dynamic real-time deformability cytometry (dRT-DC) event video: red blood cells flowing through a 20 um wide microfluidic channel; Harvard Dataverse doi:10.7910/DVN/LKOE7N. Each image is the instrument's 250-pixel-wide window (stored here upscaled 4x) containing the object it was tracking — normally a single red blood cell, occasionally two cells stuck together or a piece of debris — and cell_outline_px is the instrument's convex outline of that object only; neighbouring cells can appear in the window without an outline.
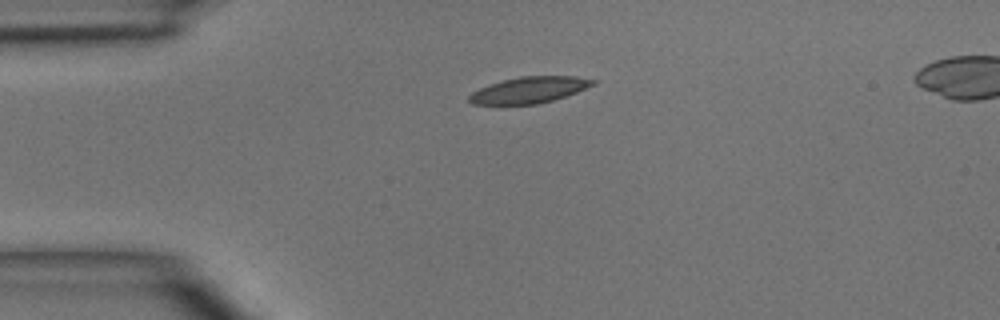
{"species": "common noctule bat (a hibernating species)", "species_latin": "Nyctalus noctula", "temperature_condition": "room temperature", "stored_images_in_passage": 3, "camera_frame_rate_fps": 3000, "um_per_image_px": 0.085, "animal": {"sex": "male", "body_mass_g": 15.6}, "frame": {"image": 1, "passage_image": 3, "time_ms": 2.333, "image_size_px": [1000, 320], "cell_outline_px": [[596, 84], [576, 92], [552, 100], [536, 104], [472, 104], [468, 100], [468, 96], [472, 92], [488, 84], [520, 76], [576, 76], [596, 80]], "centroid_in_image_um": [44.98, 7.64], "position_along_channel_um": 40.0, "area_um2": 18.79}}